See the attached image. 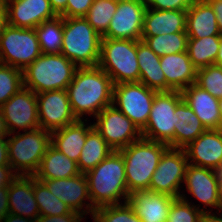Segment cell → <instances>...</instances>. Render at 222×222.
I'll list each match as a JSON object with an SVG mask.
<instances>
[{
	"instance_id": "5b68a950",
	"label": "cell",
	"mask_w": 222,
	"mask_h": 222,
	"mask_svg": "<svg viewBox=\"0 0 222 222\" xmlns=\"http://www.w3.org/2000/svg\"><path fill=\"white\" fill-rule=\"evenodd\" d=\"M102 37L84 18H63L61 54L77 67L97 66Z\"/></svg>"
},
{
	"instance_id": "8d00e7d4",
	"label": "cell",
	"mask_w": 222,
	"mask_h": 222,
	"mask_svg": "<svg viewBox=\"0 0 222 222\" xmlns=\"http://www.w3.org/2000/svg\"><path fill=\"white\" fill-rule=\"evenodd\" d=\"M185 194L175 198L169 210V216L166 222H201L203 214L208 213L206 208H200V205L190 204Z\"/></svg>"
},
{
	"instance_id": "f5cc1de1",
	"label": "cell",
	"mask_w": 222,
	"mask_h": 222,
	"mask_svg": "<svg viewBox=\"0 0 222 222\" xmlns=\"http://www.w3.org/2000/svg\"><path fill=\"white\" fill-rule=\"evenodd\" d=\"M214 65L222 68V35L220 36L219 50Z\"/></svg>"
},
{
	"instance_id": "277c9868",
	"label": "cell",
	"mask_w": 222,
	"mask_h": 222,
	"mask_svg": "<svg viewBox=\"0 0 222 222\" xmlns=\"http://www.w3.org/2000/svg\"><path fill=\"white\" fill-rule=\"evenodd\" d=\"M78 67L63 54H41L23 72V86L39 94L67 89Z\"/></svg>"
},
{
	"instance_id": "9c48e42d",
	"label": "cell",
	"mask_w": 222,
	"mask_h": 222,
	"mask_svg": "<svg viewBox=\"0 0 222 222\" xmlns=\"http://www.w3.org/2000/svg\"><path fill=\"white\" fill-rule=\"evenodd\" d=\"M182 99L181 91L156 92L148 122L141 130L142 138L174 148V112Z\"/></svg>"
},
{
	"instance_id": "44dd1931",
	"label": "cell",
	"mask_w": 222,
	"mask_h": 222,
	"mask_svg": "<svg viewBox=\"0 0 222 222\" xmlns=\"http://www.w3.org/2000/svg\"><path fill=\"white\" fill-rule=\"evenodd\" d=\"M160 65L166 78V91H182L196 83L197 68L190 60L187 51L162 56Z\"/></svg>"
},
{
	"instance_id": "30bf717a",
	"label": "cell",
	"mask_w": 222,
	"mask_h": 222,
	"mask_svg": "<svg viewBox=\"0 0 222 222\" xmlns=\"http://www.w3.org/2000/svg\"><path fill=\"white\" fill-rule=\"evenodd\" d=\"M156 90L141 82L121 83L113 86V104L142 130L154 102Z\"/></svg>"
},
{
	"instance_id": "7c38bea8",
	"label": "cell",
	"mask_w": 222,
	"mask_h": 222,
	"mask_svg": "<svg viewBox=\"0 0 222 222\" xmlns=\"http://www.w3.org/2000/svg\"><path fill=\"white\" fill-rule=\"evenodd\" d=\"M95 118L93 126L115 151L142 138L141 130L115 104L104 108Z\"/></svg>"
},
{
	"instance_id": "9a60e30c",
	"label": "cell",
	"mask_w": 222,
	"mask_h": 222,
	"mask_svg": "<svg viewBox=\"0 0 222 222\" xmlns=\"http://www.w3.org/2000/svg\"><path fill=\"white\" fill-rule=\"evenodd\" d=\"M40 127L52 132L75 123L67 89L36 94Z\"/></svg>"
},
{
	"instance_id": "60d3db41",
	"label": "cell",
	"mask_w": 222,
	"mask_h": 222,
	"mask_svg": "<svg viewBox=\"0 0 222 222\" xmlns=\"http://www.w3.org/2000/svg\"><path fill=\"white\" fill-rule=\"evenodd\" d=\"M94 0H68L66 10L60 15L63 18L85 17Z\"/></svg>"
},
{
	"instance_id": "e575fe53",
	"label": "cell",
	"mask_w": 222,
	"mask_h": 222,
	"mask_svg": "<svg viewBox=\"0 0 222 222\" xmlns=\"http://www.w3.org/2000/svg\"><path fill=\"white\" fill-rule=\"evenodd\" d=\"M117 6L118 0H94L84 18L103 37L116 12Z\"/></svg>"
},
{
	"instance_id": "1f68e13d",
	"label": "cell",
	"mask_w": 222,
	"mask_h": 222,
	"mask_svg": "<svg viewBox=\"0 0 222 222\" xmlns=\"http://www.w3.org/2000/svg\"><path fill=\"white\" fill-rule=\"evenodd\" d=\"M43 54H60L63 43V17L44 21L35 28Z\"/></svg>"
},
{
	"instance_id": "d590c367",
	"label": "cell",
	"mask_w": 222,
	"mask_h": 222,
	"mask_svg": "<svg viewBox=\"0 0 222 222\" xmlns=\"http://www.w3.org/2000/svg\"><path fill=\"white\" fill-rule=\"evenodd\" d=\"M92 218L94 222H142L128 202L98 207Z\"/></svg>"
},
{
	"instance_id": "4dcf8cb0",
	"label": "cell",
	"mask_w": 222,
	"mask_h": 222,
	"mask_svg": "<svg viewBox=\"0 0 222 222\" xmlns=\"http://www.w3.org/2000/svg\"><path fill=\"white\" fill-rule=\"evenodd\" d=\"M220 36L188 38L187 53L197 69L214 65L219 50Z\"/></svg>"
},
{
	"instance_id": "ac0fdd59",
	"label": "cell",
	"mask_w": 222,
	"mask_h": 222,
	"mask_svg": "<svg viewBox=\"0 0 222 222\" xmlns=\"http://www.w3.org/2000/svg\"><path fill=\"white\" fill-rule=\"evenodd\" d=\"M184 150L189 164L213 170L222 163V129H206Z\"/></svg>"
},
{
	"instance_id": "681fc988",
	"label": "cell",
	"mask_w": 222,
	"mask_h": 222,
	"mask_svg": "<svg viewBox=\"0 0 222 222\" xmlns=\"http://www.w3.org/2000/svg\"><path fill=\"white\" fill-rule=\"evenodd\" d=\"M1 222H36V220L9 213L1 220Z\"/></svg>"
},
{
	"instance_id": "5bb4252c",
	"label": "cell",
	"mask_w": 222,
	"mask_h": 222,
	"mask_svg": "<svg viewBox=\"0 0 222 222\" xmlns=\"http://www.w3.org/2000/svg\"><path fill=\"white\" fill-rule=\"evenodd\" d=\"M146 9L145 0H118L116 12L102 38L141 41Z\"/></svg>"
},
{
	"instance_id": "7bdbcfd3",
	"label": "cell",
	"mask_w": 222,
	"mask_h": 222,
	"mask_svg": "<svg viewBox=\"0 0 222 222\" xmlns=\"http://www.w3.org/2000/svg\"><path fill=\"white\" fill-rule=\"evenodd\" d=\"M11 166H0V187L10 186L18 177V174Z\"/></svg>"
},
{
	"instance_id": "ba28073f",
	"label": "cell",
	"mask_w": 222,
	"mask_h": 222,
	"mask_svg": "<svg viewBox=\"0 0 222 222\" xmlns=\"http://www.w3.org/2000/svg\"><path fill=\"white\" fill-rule=\"evenodd\" d=\"M42 54L34 28L7 25L0 34V63L24 70Z\"/></svg>"
},
{
	"instance_id": "d6986e66",
	"label": "cell",
	"mask_w": 222,
	"mask_h": 222,
	"mask_svg": "<svg viewBox=\"0 0 222 222\" xmlns=\"http://www.w3.org/2000/svg\"><path fill=\"white\" fill-rule=\"evenodd\" d=\"M184 183L189 194L201 201L204 207H215L220 211L218 179L212 169L188 164Z\"/></svg>"
},
{
	"instance_id": "f1b7e54d",
	"label": "cell",
	"mask_w": 222,
	"mask_h": 222,
	"mask_svg": "<svg viewBox=\"0 0 222 222\" xmlns=\"http://www.w3.org/2000/svg\"><path fill=\"white\" fill-rule=\"evenodd\" d=\"M78 163L69 159L65 154L50 145L42 157L36 179L69 178L80 174Z\"/></svg>"
},
{
	"instance_id": "cb8c5ba5",
	"label": "cell",
	"mask_w": 222,
	"mask_h": 222,
	"mask_svg": "<svg viewBox=\"0 0 222 222\" xmlns=\"http://www.w3.org/2000/svg\"><path fill=\"white\" fill-rule=\"evenodd\" d=\"M187 11L147 8L144 14L142 36H157L186 32Z\"/></svg>"
},
{
	"instance_id": "484cf974",
	"label": "cell",
	"mask_w": 222,
	"mask_h": 222,
	"mask_svg": "<svg viewBox=\"0 0 222 222\" xmlns=\"http://www.w3.org/2000/svg\"><path fill=\"white\" fill-rule=\"evenodd\" d=\"M186 33L188 38L221 35L216 14L206 0H194L187 10Z\"/></svg>"
},
{
	"instance_id": "ab89813d",
	"label": "cell",
	"mask_w": 222,
	"mask_h": 222,
	"mask_svg": "<svg viewBox=\"0 0 222 222\" xmlns=\"http://www.w3.org/2000/svg\"><path fill=\"white\" fill-rule=\"evenodd\" d=\"M194 0H145L146 7L156 10L187 11Z\"/></svg>"
},
{
	"instance_id": "8fae6325",
	"label": "cell",
	"mask_w": 222,
	"mask_h": 222,
	"mask_svg": "<svg viewBox=\"0 0 222 222\" xmlns=\"http://www.w3.org/2000/svg\"><path fill=\"white\" fill-rule=\"evenodd\" d=\"M188 159L184 149L168 147L162 154L152 175L150 191L180 197L181 183L184 182Z\"/></svg>"
},
{
	"instance_id": "3957f363",
	"label": "cell",
	"mask_w": 222,
	"mask_h": 222,
	"mask_svg": "<svg viewBox=\"0 0 222 222\" xmlns=\"http://www.w3.org/2000/svg\"><path fill=\"white\" fill-rule=\"evenodd\" d=\"M167 144L140 138L118 150L124 159L126 184L129 194L149 190L152 175Z\"/></svg>"
},
{
	"instance_id": "ffe728a7",
	"label": "cell",
	"mask_w": 222,
	"mask_h": 222,
	"mask_svg": "<svg viewBox=\"0 0 222 222\" xmlns=\"http://www.w3.org/2000/svg\"><path fill=\"white\" fill-rule=\"evenodd\" d=\"M174 199L166 194L144 190L131 192L128 203L142 222H166Z\"/></svg>"
},
{
	"instance_id": "c3c4849f",
	"label": "cell",
	"mask_w": 222,
	"mask_h": 222,
	"mask_svg": "<svg viewBox=\"0 0 222 222\" xmlns=\"http://www.w3.org/2000/svg\"><path fill=\"white\" fill-rule=\"evenodd\" d=\"M7 23V5L6 0H0V34L3 32Z\"/></svg>"
},
{
	"instance_id": "6da1fadb",
	"label": "cell",
	"mask_w": 222,
	"mask_h": 222,
	"mask_svg": "<svg viewBox=\"0 0 222 222\" xmlns=\"http://www.w3.org/2000/svg\"><path fill=\"white\" fill-rule=\"evenodd\" d=\"M113 82L98 65L78 67L67 87L70 106L77 120L85 114L96 117L104 108L113 105Z\"/></svg>"
},
{
	"instance_id": "4fadbf2b",
	"label": "cell",
	"mask_w": 222,
	"mask_h": 222,
	"mask_svg": "<svg viewBox=\"0 0 222 222\" xmlns=\"http://www.w3.org/2000/svg\"><path fill=\"white\" fill-rule=\"evenodd\" d=\"M0 110L12 135L19 128L26 132L40 127L36 93L23 87Z\"/></svg>"
},
{
	"instance_id": "9f6ffc18",
	"label": "cell",
	"mask_w": 222,
	"mask_h": 222,
	"mask_svg": "<svg viewBox=\"0 0 222 222\" xmlns=\"http://www.w3.org/2000/svg\"><path fill=\"white\" fill-rule=\"evenodd\" d=\"M219 111L221 116V129H222V98L219 99Z\"/></svg>"
},
{
	"instance_id": "83f0119b",
	"label": "cell",
	"mask_w": 222,
	"mask_h": 222,
	"mask_svg": "<svg viewBox=\"0 0 222 222\" xmlns=\"http://www.w3.org/2000/svg\"><path fill=\"white\" fill-rule=\"evenodd\" d=\"M160 58L144 41L137 40L139 82L157 92L166 91V78L161 69Z\"/></svg>"
},
{
	"instance_id": "ee69618b",
	"label": "cell",
	"mask_w": 222,
	"mask_h": 222,
	"mask_svg": "<svg viewBox=\"0 0 222 222\" xmlns=\"http://www.w3.org/2000/svg\"><path fill=\"white\" fill-rule=\"evenodd\" d=\"M8 191L9 186L0 187V222L7 216L9 211V202H8Z\"/></svg>"
},
{
	"instance_id": "d6a6232c",
	"label": "cell",
	"mask_w": 222,
	"mask_h": 222,
	"mask_svg": "<svg viewBox=\"0 0 222 222\" xmlns=\"http://www.w3.org/2000/svg\"><path fill=\"white\" fill-rule=\"evenodd\" d=\"M33 192L40 211V216H55L64 214H81L73 211L60 198L51 193L48 188L33 176Z\"/></svg>"
},
{
	"instance_id": "f907efd6",
	"label": "cell",
	"mask_w": 222,
	"mask_h": 222,
	"mask_svg": "<svg viewBox=\"0 0 222 222\" xmlns=\"http://www.w3.org/2000/svg\"><path fill=\"white\" fill-rule=\"evenodd\" d=\"M7 135L11 137V134L7 128L6 122L3 118L2 112L0 110V138H6Z\"/></svg>"
},
{
	"instance_id": "8992f818",
	"label": "cell",
	"mask_w": 222,
	"mask_h": 222,
	"mask_svg": "<svg viewBox=\"0 0 222 222\" xmlns=\"http://www.w3.org/2000/svg\"><path fill=\"white\" fill-rule=\"evenodd\" d=\"M98 66L111 77L113 85L139 82L137 40L102 38Z\"/></svg>"
},
{
	"instance_id": "f6af8a7d",
	"label": "cell",
	"mask_w": 222,
	"mask_h": 222,
	"mask_svg": "<svg viewBox=\"0 0 222 222\" xmlns=\"http://www.w3.org/2000/svg\"><path fill=\"white\" fill-rule=\"evenodd\" d=\"M216 14L218 29L222 35V0H206Z\"/></svg>"
},
{
	"instance_id": "d4e9b609",
	"label": "cell",
	"mask_w": 222,
	"mask_h": 222,
	"mask_svg": "<svg viewBox=\"0 0 222 222\" xmlns=\"http://www.w3.org/2000/svg\"><path fill=\"white\" fill-rule=\"evenodd\" d=\"M93 127L77 120L75 123L51 132V145L65 154L69 159L78 162L85 144L87 133Z\"/></svg>"
},
{
	"instance_id": "836d02e7",
	"label": "cell",
	"mask_w": 222,
	"mask_h": 222,
	"mask_svg": "<svg viewBox=\"0 0 222 222\" xmlns=\"http://www.w3.org/2000/svg\"><path fill=\"white\" fill-rule=\"evenodd\" d=\"M141 40L159 57L187 51L188 35L186 32L142 36Z\"/></svg>"
},
{
	"instance_id": "4316f807",
	"label": "cell",
	"mask_w": 222,
	"mask_h": 222,
	"mask_svg": "<svg viewBox=\"0 0 222 222\" xmlns=\"http://www.w3.org/2000/svg\"><path fill=\"white\" fill-rule=\"evenodd\" d=\"M174 148L184 149L206 128L190 106L182 99L174 112Z\"/></svg>"
},
{
	"instance_id": "7a4b0ae2",
	"label": "cell",
	"mask_w": 222,
	"mask_h": 222,
	"mask_svg": "<svg viewBox=\"0 0 222 222\" xmlns=\"http://www.w3.org/2000/svg\"><path fill=\"white\" fill-rule=\"evenodd\" d=\"M85 175L88 180L91 203L95 209L120 204L119 199H125L124 202H128L125 164L119 151L114 150Z\"/></svg>"
},
{
	"instance_id": "816d5d0a",
	"label": "cell",
	"mask_w": 222,
	"mask_h": 222,
	"mask_svg": "<svg viewBox=\"0 0 222 222\" xmlns=\"http://www.w3.org/2000/svg\"><path fill=\"white\" fill-rule=\"evenodd\" d=\"M221 216V217H220ZM219 217L211 212L203 214L201 222H222V214Z\"/></svg>"
},
{
	"instance_id": "db71d44e",
	"label": "cell",
	"mask_w": 222,
	"mask_h": 222,
	"mask_svg": "<svg viewBox=\"0 0 222 222\" xmlns=\"http://www.w3.org/2000/svg\"><path fill=\"white\" fill-rule=\"evenodd\" d=\"M214 173H215V176L218 180H222V163L219 164L218 166H216L214 169H213Z\"/></svg>"
},
{
	"instance_id": "e0dca14e",
	"label": "cell",
	"mask_w": 222,
	"mask_h": 222,
	"mask_svg": "<svg viewBox=\"0 0 222 222\" xmlns=\"http://www.w3.org/2000/svg\"><path fill=\"white\" fill-rule=\"evenodd\" d=\"M7 23L17 28H36L57 15L49 0H6Z\"/></svg>"
},
{
	"instance_id": "2e32d148",
	"label": "cell",
	"mask_w": 222,
	"mask_h": 222,
	"mask_svg": "<svg viewBox=\"0 0 222 222\" xmlns=\"http://www.w3.org/2000/svg\"><path fill=\"white\" fill-rule=\"evenodd\" d=\"M41 181L54 196L66 203L73 211L83 216L91 213L93 216L95 208L92 206L89 196L87 176L83 173L69 178L37 179ZM89 200L86 203L84 200ZM84 209L83 206H85ZM82 209V210H81Z\"/></svg>"
},
{
	"instance_id": "bcb514c9",
	"label": "cell",
	"mask_w": 222,
	"mask_h": 222,
	"mask_svg": "<svg viewBox=\"0 0 222 222\" xmlns=\"http://www.w3.org/2000/svg\"><path fill=\"white\" fill-rule=\"evenodd\" d=\"M0 166H10L8 144L5 138H0Z\"/></svg>"
},
{
	"instance_id": "52a82bcc",
	"label": "cell",
	"mask_w": 222,
	"mask_h": 222,
	"mask_svg": "<svg viewBox=\"0 0 222 222\" xmlns=\"http://www.w3.org/2000/svg\"><path fill=\"white\" fill-rule=\"evenodd\" d=\"M19 133L7 139L9 164L18 175L34 176L51 145V132L39 127Z\"/></svg>"
},
{
	"instance_id": "11a10c76",
	"label": "cell",
	"mask_w": 222,
	"mask_h": 222,
	"mask_svg": "<svg viewBox=\"0 0 222 222\" xmlns=\"http://www.w3.org/2000/svg\"><path fill=\"white\" fill-rule=\"evenodd\" d=\"M218 196L220 201V210H222V180H218Z\"/></svg>"
},
{
	"instance_id": "b9f144b4",
	"label": "cell",
	"mask_w": 222,
	"mask_h": 222,
	"mask_svg": "<svg viewBox=\"0 0 222 222\" xmlns=\"http://www.w3.org/2000/svg\"><path fill=\"white\" fill-rule=\"evenodd\" d=\"M82 214H64L55 216H39L36 222H81Z\"/></svg>"
},
{
	"instance_id": "7dc6e473",
	"label": "cell",
	"mask_w": 222,
	"mask_h": 222,
	"mask_svg": "<svg viewBox=\"0 0 222 222\" xmlns=\"http://www.w3.org/2000/svg\"><path fill=\"white\" fill-rule=\"evenodd\" d=\"M51 8L57 16H60L67 7L68 0H49Z\"/></svg>"
},
{
	"instance_id": "603a6c76",
	"label": "cell",
	"mask_w": 222,
	"mask_h": 222,
	"mask_svg": "<svg viewBox=\"0 0 222 222\" xmlns=\"http://www.w3.org/2000/svg\"><path fill=\"white\" fill-rule=\"evenodd\" d=\"M10 213L36 220L40 211L33 192V176L18 175L8 191Z\"/></svg>"
},
{
	"instance_id": "f35d334b",
	"label": "cell",
	"mask_w": 222,
	"mask_h": 222,
	"mask_svg": "<svg viewBox=\"0 0 222 222\" xmlns=\"http://www.w3.org/2000/svg\"><path fill=\"white\" fill-rule=\"evenodd\" d=\"M196 84L217 99L222 98V68L209 65L197 69Z\"/></svg>"
},
{
	"instance_id": "7402d4cb",
	"label": "cell",
	"mask_w": 222,
	"mask_h": 222,
	"mask_svg": "<svg viewBox=\"0 0 222 222\" xmlns=\"http://www.w3.org/2000/svg\"><path fill=\"white\" fill-rule=\"evenodd\" d=\"M183 100L190 106L206 129H221L219 99L196 83L181 91Z\"/></svg>"
},
{
	"instance_id": "f546056e",
	"label": "cell",
	"mask_w": 222,
	"mask_h": 222,
	"mask_svg": "<svg viewBox=\"0 0 222 222\" xmlns=\"http://www.w3.org/2000/svg\"><path fill=\"white\" fill-rule=\"evenodd\" d=\"M113 151V148L106 143L105 139L93 126L87 133L85 144L77 162L80 172L86 174L94 169Z\"/></svg>"
},
{
	"instance_id": "74e56055",
	"label": "cell",
	"mask_w": 222,
	"mask_h": 222,
	"mask_svg": "<svg viewBox=\"0 0 222 222\" xmlns=\"http://www.w3.org/2000/svg\"><path fill=\"white\" fill-rule=\"evenodd\" d=\"M23 87L22 70L0 63V107Z\"/></svg>"
}]
</instances>
